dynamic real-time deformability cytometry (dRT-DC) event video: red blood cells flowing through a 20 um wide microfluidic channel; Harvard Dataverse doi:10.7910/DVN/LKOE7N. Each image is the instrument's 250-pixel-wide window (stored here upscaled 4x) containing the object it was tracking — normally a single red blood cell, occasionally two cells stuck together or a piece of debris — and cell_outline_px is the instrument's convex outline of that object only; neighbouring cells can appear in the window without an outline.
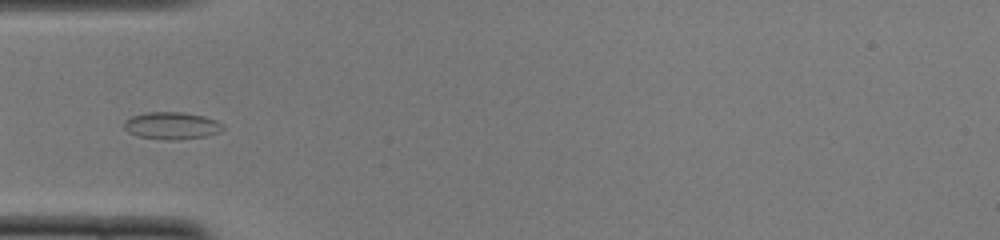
{"species": "common noctule bat (a hibernating species)", "species_latin": "Nyctalus noctula", "temperature_condition": "cold", "stored_images_in_passage": 46, "camera_frame_rate_fps": 3000, "um_per_image_px": 0.085, "animal": {"sex": "female", "body_mass_g": 22.0, "forearm_length_mm": 56.7}, "frame": {"image": 1, "passage_image": 12, "time_ms": 3.667, "image_size_px": [1000, 240], "cell_outline_px": [[224, 128], [220, 132], [208, 136], [180, 140], [168, 140], [136, 136], [128, 132], [124, 128], [124, 120], [132, 116], [144, 112], [184, 112], [204, 116], [216, 120], [224, 124]], "centroid_in_image_um": [14.61, 10.68], "position_along_channel_um": 70.4, "area_um2": 16.01}}
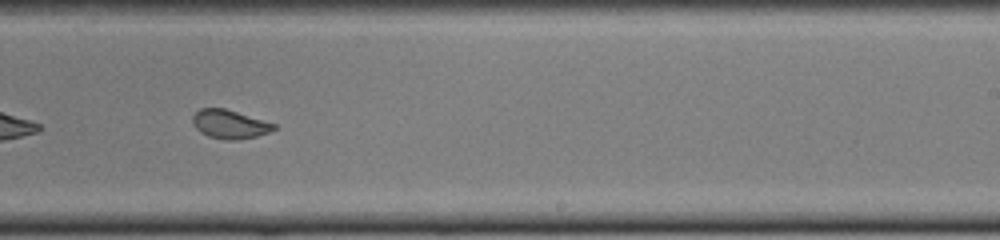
{"frame": {"image": 2, "passage_image": 27, "time_ms": 8.667, "image_size_px": [1000, 240], "cell_outline_px": [[276, 128], [268, 132], [256, 136], [236, 140], [224, 140], [208, 136], [200, 132], [192, 124], [192, 116], [200, 108], [224, 108], [276, 124]], "centroid_in_image_um": [19.48, 10.56], "position_along_channel_um": 269.5, "area_um2": 13.53}}
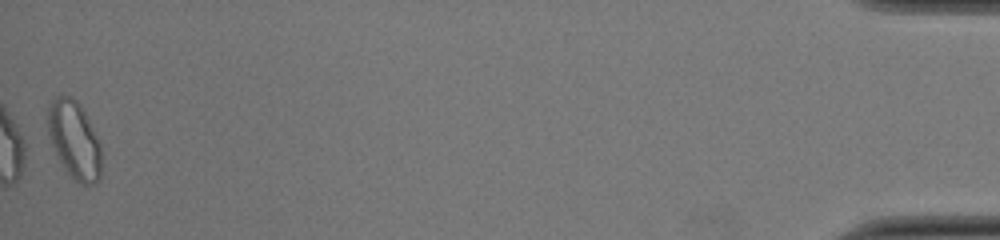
{"frame": {"image": 3, "passage_image": 46, "time_ms": 15.0, "image_size_px": [1000, 240], "cell_outline_px": [[100, 180], [92, 184], [84, 184], [76, 180], [64, 168], [52, 144], [48, 132], [48, 104], [56, 96], [72, 96], [80, 104], [100, 144]], "centroid_in_image_um": [6.31, 11.86], "position_along_channel_um": 428.9, "area_um2": 23.7}, "authors_computed_cell_mechanics": {"area_um2": 15.9817, "velocity_mm_per_s": 3.9824, "shape_relaxation_time_tau1_ms": 8.9304, "shape_relaxation_time_tau2_ms": 0.7352, "deformation_change_tau1": 0.2104, "deformation_change_tau2": 0.0534}}